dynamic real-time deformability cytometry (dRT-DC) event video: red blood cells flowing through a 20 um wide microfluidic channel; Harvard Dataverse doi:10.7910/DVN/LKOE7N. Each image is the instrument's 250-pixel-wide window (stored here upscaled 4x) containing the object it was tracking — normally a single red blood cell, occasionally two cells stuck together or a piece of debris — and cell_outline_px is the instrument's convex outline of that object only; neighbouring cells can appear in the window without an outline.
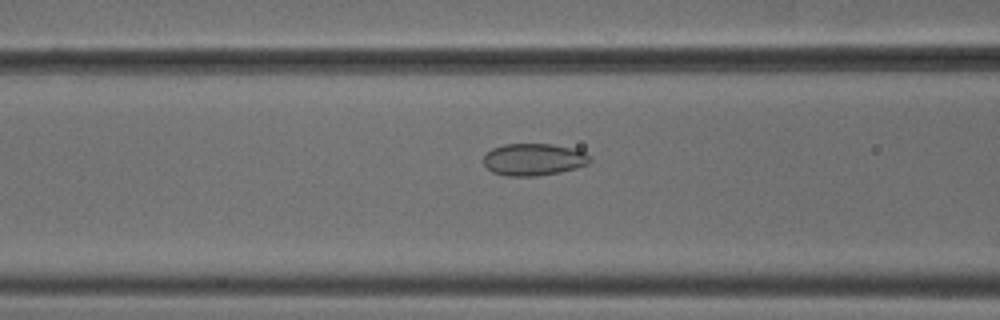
{"species": "common noctule bat (a hibernating species)", "species_latin": "Nyctalus noctula", "temperature_condition": "cold", "stored_images_in_passage": 30, "camera_frame_rate_fps": 3000, "um_per_image_px": 0.085, "animal": {"sex": "male", "body_mass_g": 18.8}, "frame": {"image": 1, "passage_image": 18, "time_ms": 5.667, "image_size_px": [1000, 320], "cell_outline_px": [[592, 160], [588, 164], [576, 168], [560, 172], [536, 176], [504, 176], [492, 172], [484, 164], [484, 156], [492, 148], [504, 144], [552, 144], [576, 148], [592, 156]], "centroid_in_image_um": [45.4, 13.55], "position_along_channel_um": 121.2, "area_um2": 20.11}}
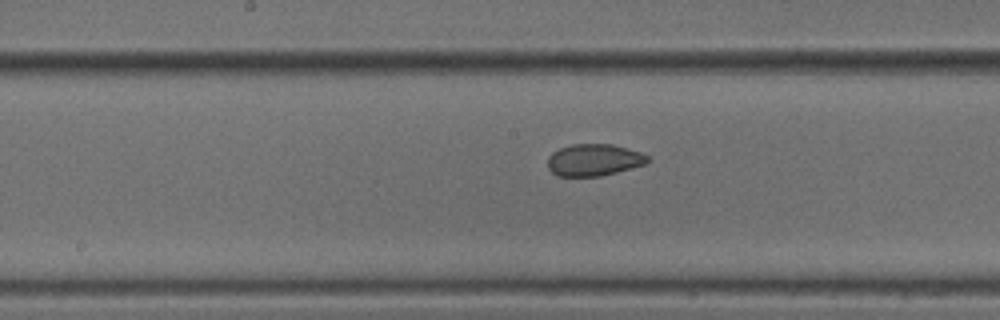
{"frame": {"image": 2, "passage_image": 24, "time_ms": 7.667, "image_size_px": [1000, 320], "cell_outline_px": [[648, 160], [644, 164], [616, 172], [600, 176], [556, 176], [548, 168], [548, 156], [552, 152], [560, 148], [572, 144], [612, 144], [640, 152], [648, 156]], "centroid_in_image_um": [50.44, 13.59], "position_along_channel_um": 197.8, "area_um2": 18.44}}
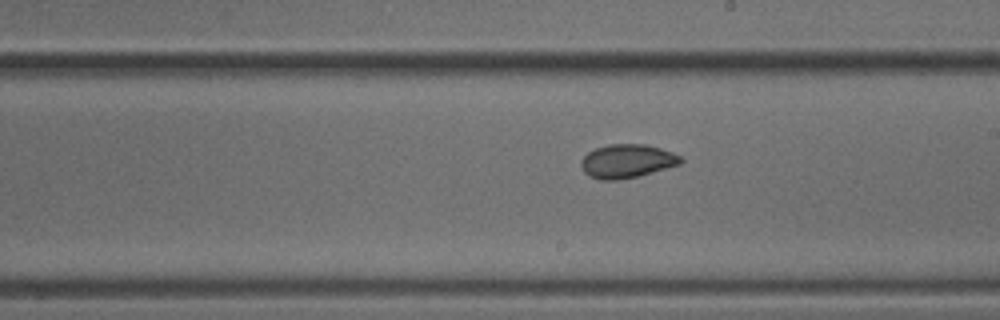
{"frame": {"image": 3, "passage_image": 27, "time_ms": 8.667, "image_size_px": [1000, 320], "cell_outline_px": [[684, 160], [680, 164], [636, 176], [616, 180], [600, 180], [588, 176], [584, 172], [580, 164], [580, 160], [588, 152], [596, 148], [608, 144], [644, 144], [660, 148], [672, 152], [680, 156]], "centroid_in_image_um": [53.26, 13.69], "position_along_channel_um": 235.7, "area_um2": 19.42}}